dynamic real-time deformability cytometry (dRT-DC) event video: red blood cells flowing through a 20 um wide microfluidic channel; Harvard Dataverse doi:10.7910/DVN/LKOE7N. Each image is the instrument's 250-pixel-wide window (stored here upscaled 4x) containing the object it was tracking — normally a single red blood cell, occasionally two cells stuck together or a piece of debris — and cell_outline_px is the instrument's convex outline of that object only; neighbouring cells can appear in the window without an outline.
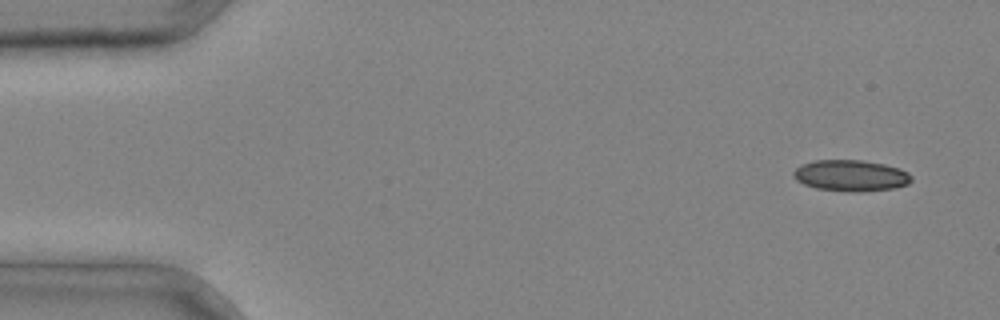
{"species": "common noctule bat (a hibernating species)", "species_latin": "Nyctalus noctula", "temperature_condition": "cold", "stored_images_in_passage": 4, "camera_frame_rate_fps": 3000, "um_per_image_px": 0.085, "animal": {"sex": "male", "body_mass_g": 20.4}, "frame": {"image": 1, "passage_image": 1, "time_ms": 0.0, "image_size_px": [1000, 320], "cell_outline_px": [[912, 180], [908, 184], [896, 188], [860, 192], [852, 192], [816, 188], [804, 184], [796, 180], [792, 176], [792, 172], [800, 164], [816, 160], [864, 160], [884, 164], [900, 168], [908, 172], [912, 176]], "centroid_in_image_um": [72.33, 14.92], "position_along_channel_um": 12.7, "area_um2": 21.73}}
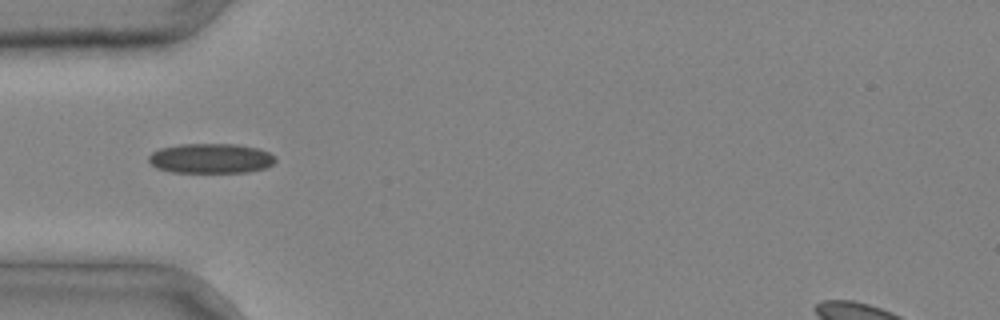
{"frame": {"image": 2, "passage_image": 4, "time_ms": 1.0, "image_size_px": [1000, 320], "cell_outline_px": [[276, 160], [268, 168], [248, 172], [172, 172], [156, 168], [148, 160], [148, 156], [152, 152], [160, 148], [180, 144], [236, 144], [260, 148], [276, 156]], "centroid_in_image_um": [17.95, 13.46], "position_along_channel_um": 67.1, "area_um2": 22.25}}